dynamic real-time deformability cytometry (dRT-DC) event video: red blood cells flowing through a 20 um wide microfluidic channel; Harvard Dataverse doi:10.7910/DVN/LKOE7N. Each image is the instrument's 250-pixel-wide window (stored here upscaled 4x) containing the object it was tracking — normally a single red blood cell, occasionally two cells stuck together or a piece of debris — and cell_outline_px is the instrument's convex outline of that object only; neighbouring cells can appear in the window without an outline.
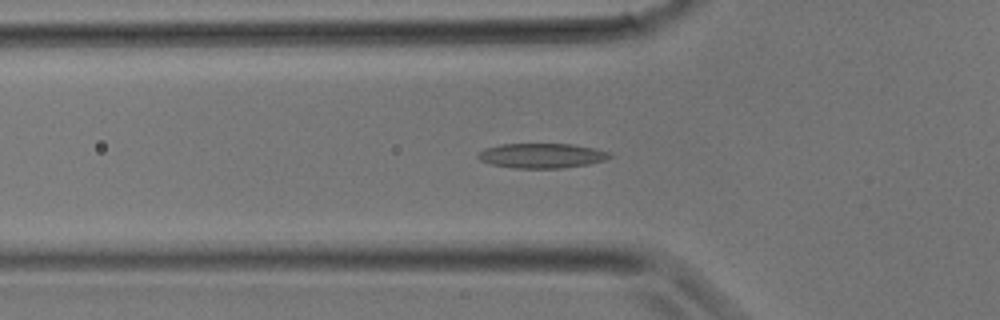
{"species": "common noctule bat (a hibernating species)", "species_latin": "Nyctalus noctula", "temperature_condition": "room temperature", "stored_images_in_passage": 7, "camera_frame_rate_fps": 3000, "um_per_image_px": 0.085, "animal": {"sex": "male", "body_mass_g": 17.9}, "frame": {"image": 1, "passage_image": 6, "time_ms": 1.667, "image_size_px": [1000, 320], "cell_outline_px": [[612, 156], [604, 160], [588, 164], [560, 168], [516, 168], [492, 164], [480, 160], [476, 156], [484, 148], [500, 144], [572, 144], [596, 148], [608, 152]], "centroid_in_image_um": [46.04, 13.22], "position_along_channel_um": 79.8, "area_um2": 18.9}}